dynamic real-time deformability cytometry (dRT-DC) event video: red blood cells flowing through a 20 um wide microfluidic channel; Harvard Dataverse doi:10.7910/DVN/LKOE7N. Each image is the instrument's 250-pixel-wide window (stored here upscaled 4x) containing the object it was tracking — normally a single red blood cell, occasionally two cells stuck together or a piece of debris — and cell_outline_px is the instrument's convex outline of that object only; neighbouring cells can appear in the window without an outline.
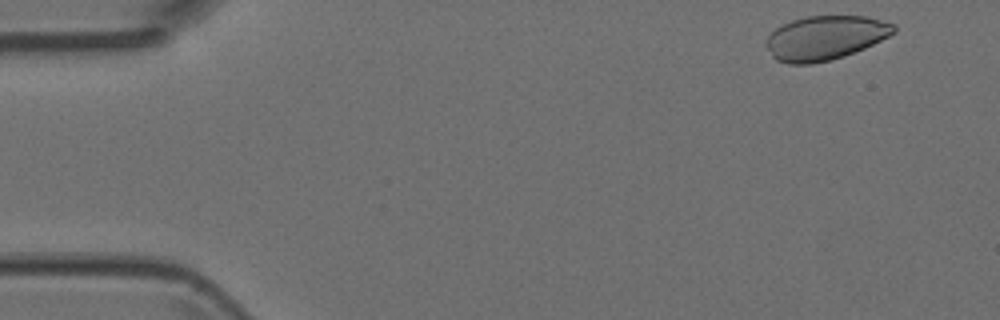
{"species": "Egyptian fruit bat (a non-hibernating species)", "species_latin": "Rousettus aegyptiacus", "temperature_condition": "room temperature", "stored_images_in_passage": 4, "camera_frame_rate_fps": 3000, "um_per_image_px": 0.085, "animal": {"sex": "female"}, "frame": {"image": 1, "passage_image": 1, "time_ms": 0.0, "image_size_px": [1000, 320], "cell_outline_px": [[896, 32], [864, 48], [844, 56], [812, 64], [788, 64], [776, 60], [772, 56], [764, 44], [764, 40], [776, 28], [792, 20], [808, 16], [868, 16], [896, 24]], "centroid_in_image_um": [70.12, 3.21], "position_along_channel_um": 14.9, "area_um2": 32.89}}